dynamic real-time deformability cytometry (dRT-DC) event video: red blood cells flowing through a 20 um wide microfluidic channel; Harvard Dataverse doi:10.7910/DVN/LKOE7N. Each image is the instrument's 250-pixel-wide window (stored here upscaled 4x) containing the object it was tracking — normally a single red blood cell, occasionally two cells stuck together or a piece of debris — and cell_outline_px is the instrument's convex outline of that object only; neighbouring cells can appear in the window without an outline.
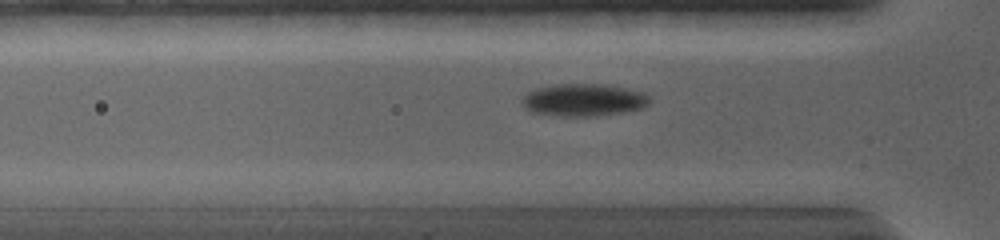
{"species": "common noctule bat (a hibernating species)", "species_latin": "Nyctalus noctula", "temperature_condition": "warm", "stored_images_in_passage": 28, "camera_frame_rate_fps": 5000, "um_per_image_px": 0.085, "animal": {"sex": "female", "body_mass_g": 19.0, "forearm_length_mm": 56.7}, "frame": {"image": 1, "passage_image": 2, "time_ms": 0.4, "image_size_px": [1000, 240], "cell_outline_px": [[648, 104], [644, 108], [624, 112], [596, 116], [560, 116], [528, 112], [524, 108], [520, 100], [528, 92], [536, 88], [556, 84], [600, 84], [624, 88], [644, 92], [648, 96]], "centroid_in_image_um": [49.56, 8.51], "position_along_channel_um": 76.2, "area_um2": 24.22}}
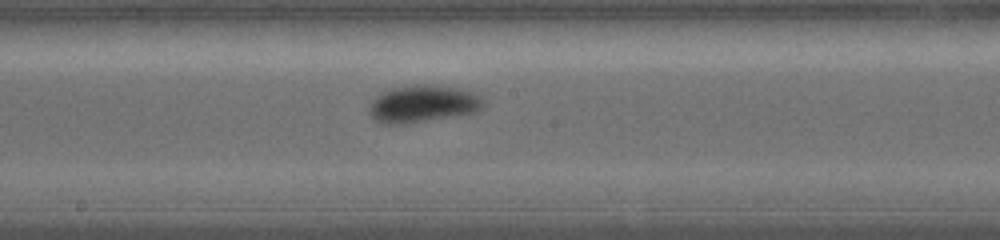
{"frame": {"image": 2, "passage_image": 10, "time_ms": 4.0, "image_size_px": [1000, 240], "cell_outline_px": [[484, 104], [476, 112], [408, 124], [384, 124], [376, 120], [372, 116], [368, 108], [372, 100], [376, 96], [392, 88], [416, 84], [432, 84], [456, 88], [468, 92], [484, 100]], "centroid_in_image_um": [35.89, 8.83], "position_along_channel_um": 212.3, "area_um2": 24.51}}
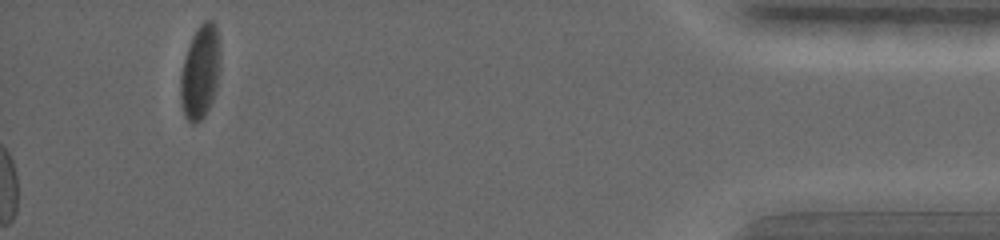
{"frame": {"image": 3, "passage_image": 28, "time_ms": 11.6, "image_size_px": [1000, 240], "cell_outline_px": [[220, 60], [212, 100], [204, 116], [200, 120], [192, 124], [184, 116], [180, 104], [180, 76], [184, 60], [192, 36], [196, 28], [204, 20], [212, 20], [216, 24], [220, 40]], "centroid_in_image_um": [17.0, 6.07], "position_along_channel_um": 418.2, "area_um2": 21.68}}